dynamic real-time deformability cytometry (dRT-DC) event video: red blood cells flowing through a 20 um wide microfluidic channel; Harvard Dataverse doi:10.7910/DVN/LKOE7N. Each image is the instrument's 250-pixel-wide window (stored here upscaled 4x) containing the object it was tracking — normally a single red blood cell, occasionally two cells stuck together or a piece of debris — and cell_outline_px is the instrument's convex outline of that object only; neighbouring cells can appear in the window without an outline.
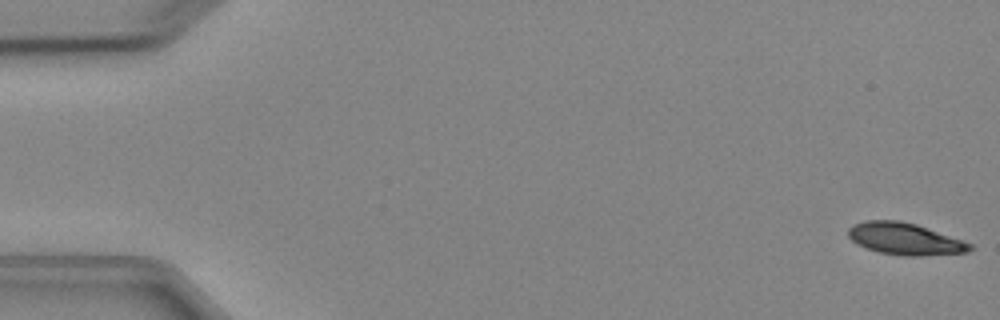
{"species": "Egyptian fruit bat (a non-hibernating species)", "species_latin": "Rousettus aegyptiacus", "temperature_condition": "cold", "stored_images_in_passage": 6, "camera_frame_rate_fps": 3000, "um_per_image_px": 0.085, "animal": {"sex": "female"}, "frame": {"image": 1, "passage_image": 1, "time_ms": 0.0, "image_size_px": [1000, 320], "cell_outline_px": [[972, 248], [968, 252], [920, 256], [904, 256], [880, 252], [856, 244], [848, 236], [848, 228], [852, 224], [864, 220], [900, 220], [916, 224], [972, 244]], "centroid_in_image_um": [76.87, 20.29], "position_along_channel_um": 8.1, "area_um2": 22.48}}
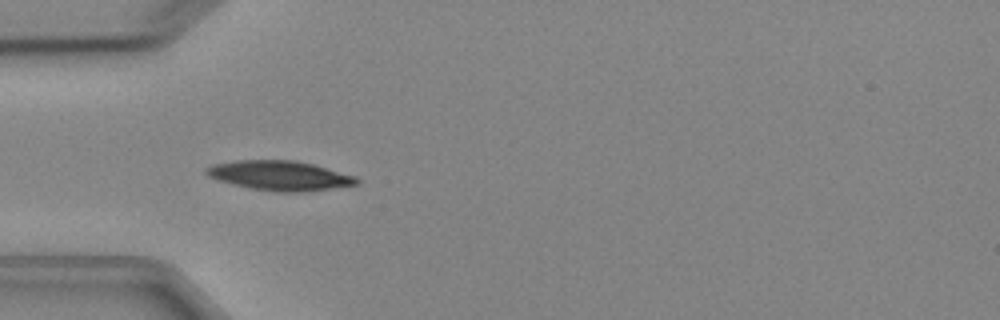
{"frame": {"image": 2, "passage_image": 5, "time_ms": 5.0, "image_size_px": [1000, 320], "cell_outline_px": [[360, 184], [300, 192], [276, 192], [252, 188], [220, 180], [208, 176], [204, 172], [204, 168], [212, 164], [236, 160], [296, 160], [312, 164], [356, 176], [360, 180]], "centroid_in_image_um": [23.78, 14.91], "position_along_channel_um": 61.2, "area_um2": 25.78}}